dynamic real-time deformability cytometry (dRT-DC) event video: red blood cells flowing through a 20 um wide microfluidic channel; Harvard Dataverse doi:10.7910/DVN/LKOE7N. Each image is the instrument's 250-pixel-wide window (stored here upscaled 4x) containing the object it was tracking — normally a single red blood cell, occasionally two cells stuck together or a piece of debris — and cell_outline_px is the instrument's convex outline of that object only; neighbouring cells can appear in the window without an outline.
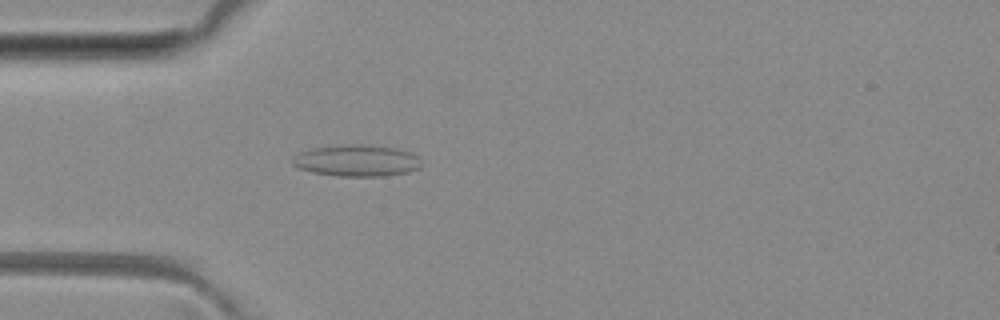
{"species": "common noctule bat (a hibernating species)", "species_latin": "Nyctalus noctula", "temperature_condition": "room temperature", "stored_images_in_passage": 4, "camera_frame_rate_fps": 3000, "um_per_image_px": 0.085, "animal": {"sex": "female", "body_mass_g": 29.2, "forearm_length_mm": 56.3}, "frame": {"image": 1, "passage_image": 4, "time_ms": 4.333, "image_size_px": [1000, 320], "cell_outline_px": [[420, 168], [408, 172], [384, 176], [340, 176], [316, 172], [300, 168], [292, 164], [292, 156], [296, 152], [312, 148], [360, 144], [396, 148], [408, 152], [416, 156], [420, 164]], "centroid_in_image_um": [30.29, 13.65], "position_along_channel_um": 54.7, "area_um2": 23.35}}